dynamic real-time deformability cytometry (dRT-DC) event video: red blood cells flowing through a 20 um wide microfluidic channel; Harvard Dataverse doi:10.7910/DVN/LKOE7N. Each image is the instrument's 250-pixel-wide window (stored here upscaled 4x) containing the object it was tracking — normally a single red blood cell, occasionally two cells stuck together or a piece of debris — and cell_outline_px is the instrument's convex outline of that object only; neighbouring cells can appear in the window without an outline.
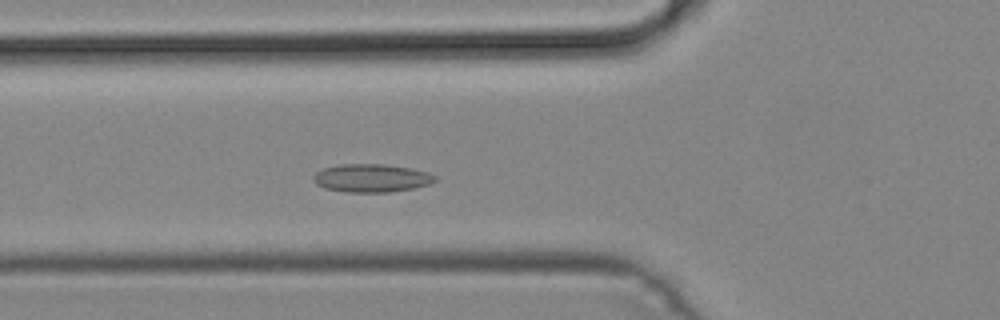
{"species": "common noctule bat (a hibernating species)", "species_latin": "Nyctalus noctula", "temperature_condition": "cold", "stored_images_in_passage": 37, "camera_frame_rate_fps": 3000, "um_per_image_px": 0.085, "animal": {"sex": "male", "body_mass_g": 19.2, "forearm_length_mm": 51.8}, "frame": {"image": 1, "passage_image": 5, "time_ms": 1.333, "image_size_px": [1000, 320], "cell_outline_px": [[436, 180], [428, 184], [416, 188], [388, 192], [348, 192], [328, 188], [316, 184], [312, 180], [312, 176], [316, 172], [324, 168], [340, 164], [384, 164], [408, 168], [428, 172], [436, 176]], "centroid_in_image_um": [31.57, 15.13], "position_along_channel_um": 94.2, "area_um2": 19.83}}
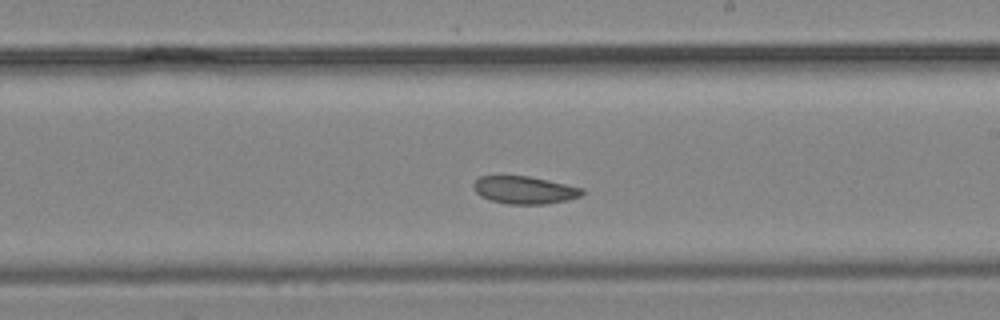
{"frame": {"image": 2, "passage_image": 16, "time_ms": 5.0, "image_size_px": [1000, 320], "cell_outline_px": [[584, 192], [580, 196], [568, 200], [544, 204], [508, 204], [492, 200], [480, 196], [472, 188], [472, 184], [480, 176], [528, 176], [548, 180], [584, 188]], "centroid_in_image_um": [44.58, 16.15], "position_along_channel_um": 244.4, "area_um2": 17.46}}
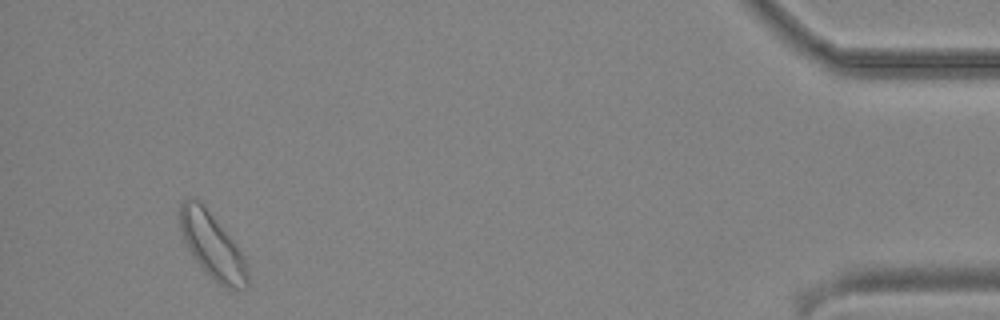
{"frame": {"image": 3, "passage_image": 34, "time_ms": 11.0, "image_size_px": [1000, 320], "cell_outline_px": [[248, 288], [224, 288], [204, 272], [192, 256], [184, 240], [180, 228], [180, 204], [188, 196], [192, 196], [200, 200], [232, 240], [244, 256], [248, 272]], "centroid_in_image_um": [18.03, 20.88], "position_along_channel_um": 417.2, "area_um2": 25.72}}